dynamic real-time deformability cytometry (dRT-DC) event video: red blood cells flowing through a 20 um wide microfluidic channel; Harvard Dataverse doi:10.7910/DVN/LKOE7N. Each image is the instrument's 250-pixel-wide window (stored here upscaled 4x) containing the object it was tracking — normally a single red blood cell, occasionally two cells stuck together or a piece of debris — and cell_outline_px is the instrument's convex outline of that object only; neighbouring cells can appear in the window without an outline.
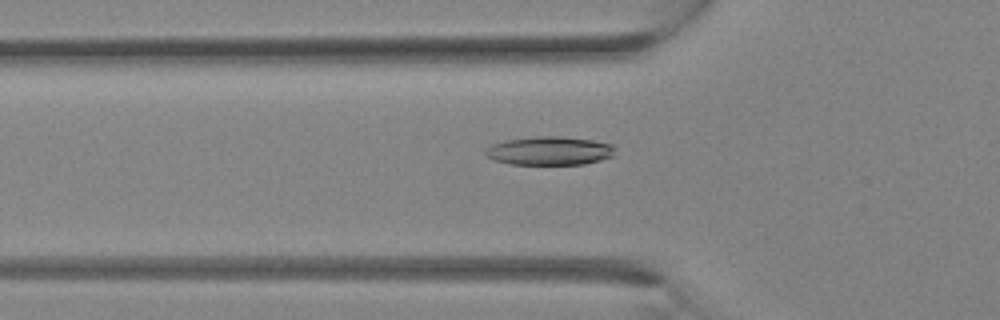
{"species": "Egyptian fruit bat (a non-hibernating species)", "species_latin": "Rousettus aegyptiacus", "temperature_condition": "room temperature", "stored_images_in_passage": 7, "camera_frame_rate_fps": 3000, "um_per_image_px": 0.085, "animal": {"sex": "female"}, "frame": {"image": 1, "passage_image": 6, "time_ms": 1.667, "image_size_px": [1000, 320], "cell_outline_px": [[616, 156], [584, 164], [512, 164], [492, 160], [484, 152], [492, 144], [508, 140], [536, 136], [560, 136], [592, 140], [612, 144]], "centroid_in_image_um": [46.74, 12.82], "position_along_channel_um": 79.1, "area_um2": 21.5}}